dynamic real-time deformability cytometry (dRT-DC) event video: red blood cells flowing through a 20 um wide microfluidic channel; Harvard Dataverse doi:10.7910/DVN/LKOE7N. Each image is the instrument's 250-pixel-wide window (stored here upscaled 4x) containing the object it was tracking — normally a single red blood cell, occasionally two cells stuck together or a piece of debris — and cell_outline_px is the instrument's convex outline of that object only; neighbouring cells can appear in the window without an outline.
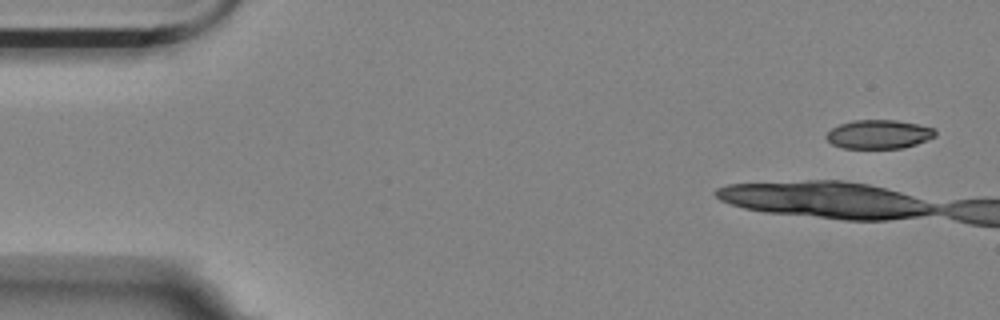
{"species": "Egyptian fruit bat (a non-hibernating species)", "species_latin": "Rousettus aegyptiacus", "temperature_condition": "room temperature", "stored_images_in_passage": 4, "camera_frame_rate_fps": 3000, "um_per_image_px": 0.085, "animal": {"sex": "female"}, "frame": {"image": 1, "passage_image": 1, "time_ms": 0.0, "image_size_px": [1000, 320], "cell_outline_px": [[936, 136], [928, 140], [904, 148], [844, 148], [832, 144], [824, 136], [832, 128], [840, 124], [852, 120], [896, 120], [916, 124], [932, 128], [936, 132]], "centroid_in_image_um": [74.69, 11.42], "position_along_channel_um": 10.3, "area_um2": 18.26}}